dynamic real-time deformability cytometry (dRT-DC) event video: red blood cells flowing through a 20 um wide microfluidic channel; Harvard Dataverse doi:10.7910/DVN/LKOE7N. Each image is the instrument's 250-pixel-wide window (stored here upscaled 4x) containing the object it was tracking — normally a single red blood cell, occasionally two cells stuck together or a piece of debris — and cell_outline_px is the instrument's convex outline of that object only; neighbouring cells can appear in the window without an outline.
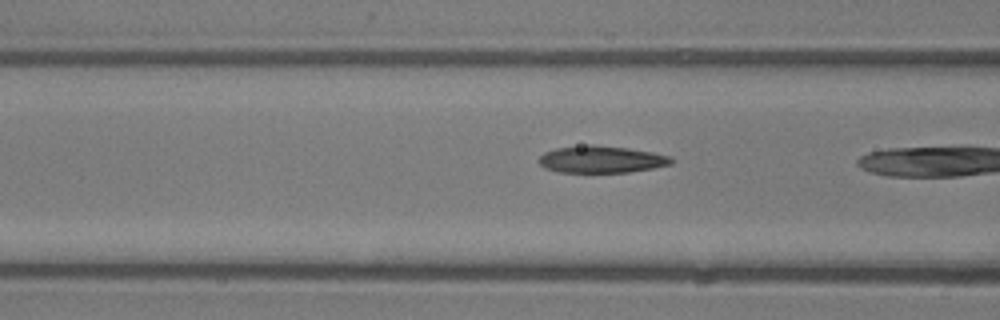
{"species": "common noctule bat (a hibernating species)", "species_latin": "Nyctalus noctula", "temperature_condition": "room temperature", "stored_images_in_passage": 17, "camera_frame_rate_fps": 3000, "um_per_image_px": 0.085, "animal": {"sex": "male", "body_mass_g": 13.3}, "frame": {"image": 1, "passage_image": 16, "time_ms": 5.0, "image_size_px": [1000, 320], "cell_outline_px": [[672, 164], [652, 168], [628, 172], [560, 172], [544, 168], [540, 164], [540, 156], [544, 152], [556, 148], [588, 144], [592, 144], [628, 148], [652, 152], [672, 156]], "centroid_in_image_um": [51.12, 13.54], "position_along_channel_um": 115.5, "area_um2": 20.81}}